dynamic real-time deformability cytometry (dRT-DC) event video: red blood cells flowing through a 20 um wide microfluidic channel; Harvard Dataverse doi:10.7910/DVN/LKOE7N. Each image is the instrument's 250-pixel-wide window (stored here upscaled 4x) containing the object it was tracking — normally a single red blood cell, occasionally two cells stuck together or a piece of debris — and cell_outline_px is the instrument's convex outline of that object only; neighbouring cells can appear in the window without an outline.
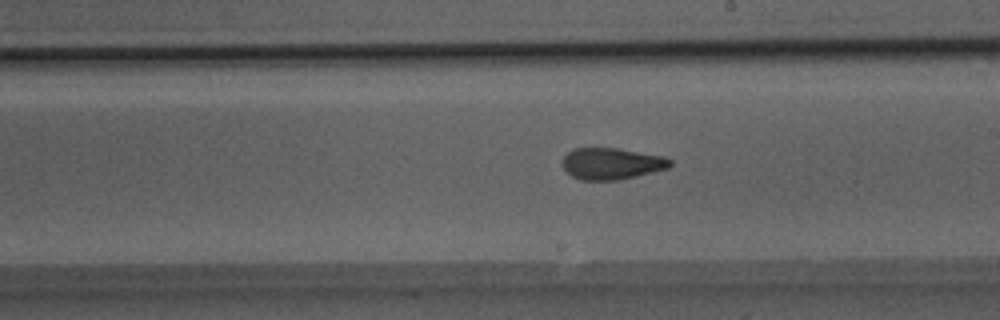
{"species": "Egyptian fruit bat (a non-hibernating species)", "species_latin": "Rousettus aegyptiacus", "temperature_condition": "room temperature", "stored_images_in_passage": 37, "camera_frame_rate_fps": 3000, "um_per_image_px": 0.085, "animal": {"sex": "male"}, "frame": {"image": 1, "passage_image": 16, "time_ms": 5.0, "image_size_px": [1000, 320], "cell_outline_px": [[672, 164], [668, 168], [620, 180], [580, 180], [572, 176], [564, 168], [564, 156], [572, 148], [616, 148], [664, 156], [672, 160]], "centroid_in_image_um": [52.0, 13.91], "position_along_channel_um": 237.0, "area_um2": 19.71}}
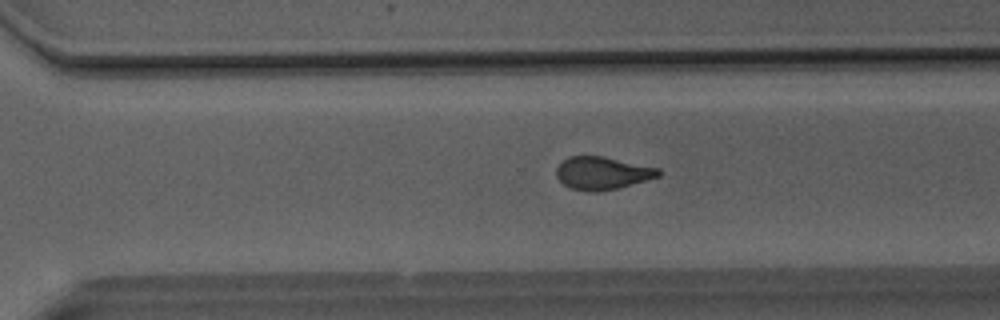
{"frame": {"image": 2, "passage_image": 22, "time_ms": 7.0, "image_size_px": [1000, 320], "cell_outline_px": [[660, 176], [620, 188], [596, 192], [588, 192], [572, 188], [564, 184], [556, 176], [556, 168], [568, 156], [604, 156], [660, 168]], "centroid_in_image_um": [51.22, 14.71], "position_along_channel_um": 319.4, "area_um2": 19.59}}
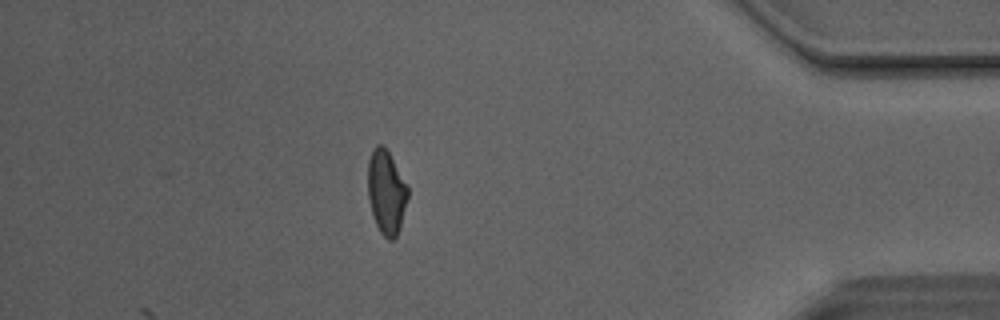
{"frame": {"image": 3, "passage_image": 31, "time_ms": 10.0, "image_size_px": [1000, 320], "cell_outline_px": [[408, 196], [400, 228], [396, 236], [392, 240], [388, 240], [380, 232], [376, 224], [372, 212], [368, 196], [368, 160], [372, 148], [376, 144], [384, 144], [408, 188]], "centroid_in_image_um": [32.82, 16.31], "position_along_channel_um": 402.4, "area_um2": 19.42}, "authors_computed_cell_mechanics": {"area_um2": 19.9988, "velocity_mm_per_s": 4.1284, "shape_relaxation_time_tau1_ms": 10.6306, "shape_relaxation_time_tau2_ms": 1.7212, "deformation_change_tau1": 0.235, "deformation_change_tau2": 0.0859}}